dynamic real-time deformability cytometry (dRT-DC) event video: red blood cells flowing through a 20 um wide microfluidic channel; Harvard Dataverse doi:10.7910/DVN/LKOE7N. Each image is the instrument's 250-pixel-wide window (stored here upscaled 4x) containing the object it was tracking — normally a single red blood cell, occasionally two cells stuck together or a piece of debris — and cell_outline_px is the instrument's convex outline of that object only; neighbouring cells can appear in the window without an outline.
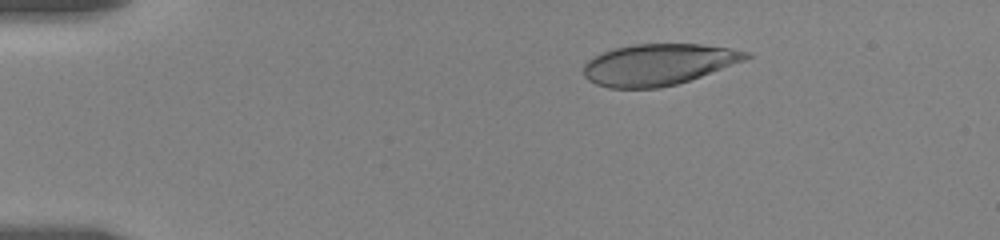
{"species": "human", "species_latin": "Homo sapiens", "temperature_condition": "room temperature", "stored_images_in_passage": 41, "camera_frame_rate_fps": 3000, "um_per_image_px": 0.085, "donor": {"sex": "female"}, "frame": {"image": 1, "passage_image": 1, "time_ms": 0.0, "image_size_px": [1000, 240], "cell_outline_px": [[752, 56], [744, 60], [700, 76], [676, 84], [660, 88], [608, 88], [596, 84], [588, 80], [584, 76], [584, 64], [588, 60], [612, 48], [632, 44], [704, 44], [728, 48], [748, 52]], "centroid_in_image_um": [55.92, 5.48], "position_along_channel_um": 29.1, "area_um2": 38.84}}
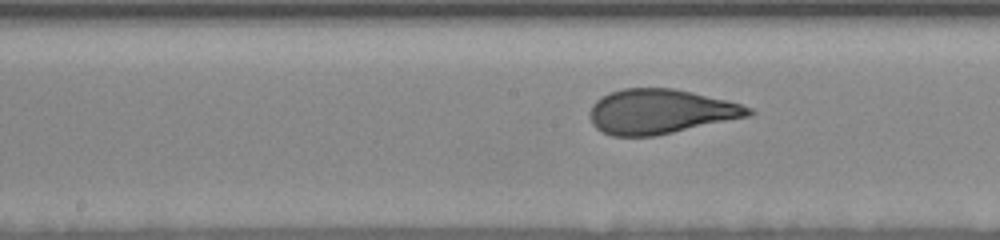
{"frame": {"image": 2, "passage_image": 21, "time_ms": 6.667, "image_size_px": [1000, 240], "cell_outline_px": [[756, 112], [748, 116], [656, 136], [612, 136], [596, 128], [592, 124], [588, 116], [588, 112], [592, 104], [596, 100], [608, 92], [624, 88], [672, 88], [692, 92], [740, 104], [752, 108]], "centroid_in_image_um": [56.07, 9.48], "position_along_channel_um": 192.1, "area_um2": 41.27}}
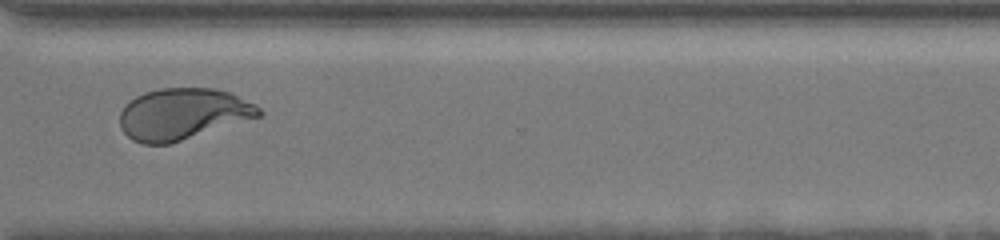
{"frame": {"image": 3, "passage_image": 40, "time_ms": 11.333, "image_size_px": [1000, 240], "cell_outline_px": [[264, 112], [260, 116], [168, 144], [144, 144], [132, 140], [120, 128], [120, 112], [136, 96], [144, 92], [160, 88], [212, 88], [228, 92], [260, 108]], "centroid_in_image_um": [15.5, 9.69], "position_along_channel_um": 355.1, "area_um2": 40.98}}